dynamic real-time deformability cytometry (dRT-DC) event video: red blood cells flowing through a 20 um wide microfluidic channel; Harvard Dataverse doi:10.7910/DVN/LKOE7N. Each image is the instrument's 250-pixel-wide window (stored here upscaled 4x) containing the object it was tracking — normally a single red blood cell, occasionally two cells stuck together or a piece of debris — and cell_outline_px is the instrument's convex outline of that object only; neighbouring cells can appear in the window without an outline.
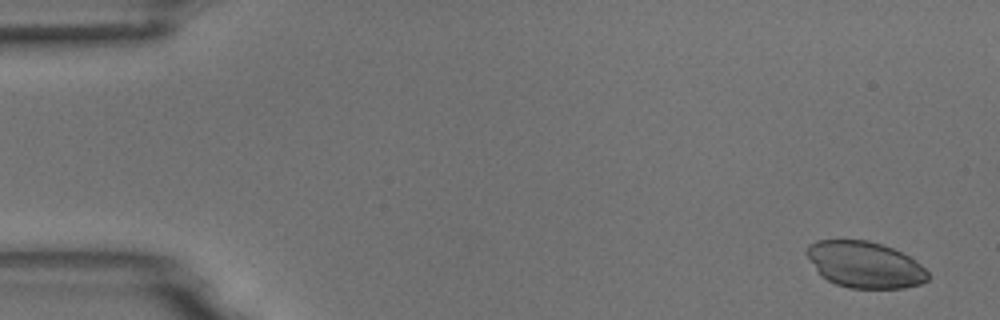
{"species": "common noctule bat (a hibernating species)", "species_latin": "Nyctalus noctula", "temperature_condition": "room temperature", "stored_images_in_passage": 5, "camera_frame_rate_fps": 3000, "um_per_image_px": 0.085, "animal": {"sex": "male", "body_mass_g": 18.8}, "frame": {"image": 1, "passage_image": 1, "time_ms": 0.0, "image_size_px": [1000, 320], "cell_outline_px": [[932, 276], [928, 280], [920, 284], [904, 288], [848, 288], [836, 284], [820, 276], [804, 252], [808, 244], [816, 240], [868, 240], [892, 248], [916, 260]], "centroid_in_image_um": [73.49, 22.5], "position_along_channel_um": 11.5, "area_um2": 32.95}}